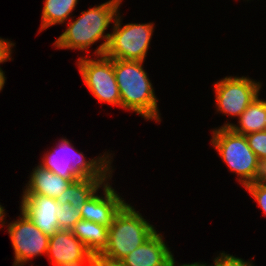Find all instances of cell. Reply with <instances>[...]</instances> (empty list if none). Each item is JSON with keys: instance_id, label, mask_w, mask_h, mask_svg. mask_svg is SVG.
Wrapping results in <instances>:
<instances>
[{"instance_id": "ba28073f", "label": "cell", "mask_w": 266, "mask_h": 266, "mask_svg": "<svg viewBox=\"0 0 266 266\" xmlns=\"http://www.w3.org/2000/svg\"><path fill=\"white\" fill-rule=\"evenodd\" d=\"M217 110L235 118L259 96L261 83L247 77H225L214 84Z\"/></svg>"}, {"instance_id": "7c38bea8", "label": "cell", "mask_w": 266, "mask_h": 266, "mask_svg": "<svg viewBox=\"0 0 266 266\" xmlns=\"http://www.w3.org/2000/svg\"><path fill=\"white\" fill-rule=\"evenodd\" d=\"M20 203V209L43 233L50 236L60 230L57 220L59 204L56 199L39 195H23Z\"/></svg>"}, {"instance_id": "277c9868", "label": "cell", "mask_w": 266, "mask_h": 266, "mask_svg": "<svg viewBox=\"0 0 266 266\" xmlns=\"http://www.w3.org/2000/svg\"><path fill=\"white\" fill-rule=\"evenodd\" d=\"M155 232L153 225L126 203L108 227L107 245L101 254L121 261Z\"/></svg>"}, {"instance_id": "ac0fdd59", "label": "cell", "mask_w": 266, "mask_h": 266, "mask_svg": "<svg viewBox=\"0 0 266 266\" xmlns=\"http://www.w3.org/2000/svg\"><path fill=\"white\" fill-rule=\"evenodd\" d=\"M78 0H45L40 31L64 23L75 9Z\"/></svg>"}, {"instance_id": "cb8c5ba5", "label": "cell", "mask_w": 266, "mask_h": 266, "mask_svg": "<svg viewBox=\"0 0 266 266\" xmlns=\"http://www.w3.org/2000/svg\"><path fill=\"white\" fill-rule=\"evenodd\" d=\"M12 46L14 44L10 40H4L0 37V63L11 60Z\"/></svg>"}, {"instance_id": "d6986e66", "label": "cell", "mask_w": 266, "mask_h": 266, "mask_svg": "<svg viewBox=\"0 0 266 266\" xmlns=\"http://www.w3.org/2000/svg\"><path fill=\"white\" fill-rule=\"evenodd\" d=\"M57 216L60 230H71L79 220H82L80 209H76L69 203L59 205Z\"/></svg>"}, {"instance_id": "d4e9b609", "label": "cell", "mask_w": 266, "mask_h": 266, "mask_svg": "<svg viewBox=\"0 0 266 266\" xmlns=\"http://www.w3.org/2000/svg\"><path fill=\"white\" fill-rule=\"evenodd\" d=\"M257 181L263 185H266V160L261 162L260 174Z\"/></svg>"}, {"instance_id": "44dd1931", "label": "cell", "mask_w": 266, "mask_h": 266, "mask_svg": "<svg viewBox=\"0 0 266 266\" xmlns=\"http://www.w3.org/2000/svg\"><path fill=\"white\" fill-rule=\"evenodd\" d=\"M245 189L248 190L250 195L263 210V213L266 214V185L255 181L254 183L246 185Z\"/></svg>"}, {"instance_id": "484cf974", "label": "cell", "mask_w": 266, "mask_h": 266, "mask_svg": "<svg viewBox=\"0 0 266 266\" xmlns=\"http://www.w3.org/2000/svg\"><path fill=\"white\" fill-rule=\"evenodd\" d=\"M58 266H91V260L72 261L70 263L66 262Z\"/></svg>"}, {"instance_id": "3957f363", "label": "cell", "mask_w": 266, "mask_h": 266, "mask_svg": "<svg viewBox=\"0 0 266 266\" xmlns=\"http://www.w3.org/2000/svg\"><path fill=\"white\" fill-rule=\"evenodd\" d=\"M73 149V150H72ZM71 153V154H70ZM110 154L88 160L82 152L75 150L68 139H61L55 150L43 156L41 166L65 179L81 178L109 179L111 178Z\"/></svg>"}, {"instance_id": "e0dca14e", "label": "cell", "mask_w": 266, "mask_h": 266, "mask_svg": "<svg viewBox=\"0 0 266 266\" xmlns=\"http://www.w3.org/2000/svg\"><path fill=\"white\" fill-rule=\"evenodd\" d=\"M108 179L81 178L72 182L64 192L57 197L59 205L71 204L80 209L91 195L100 189Z\"/></svg>"}, {"instance_id": "6da1fadb", "label": "cell", "mask_w": 266, "mask_h": 266, "mask_svg": "<svg viewBox=\"0 0 266 266\" xmlns=\"http://www.w3.org/2000/svg\"><path fill=\"white\" fill-rule=\"evenodd\" d=\"M121 0H109L101 5L82 11L81 16L70 23L68 28L55 41L57 48L87 50L100 39L106 40L95 50L100 56L107 49L110 34H104L118 14Z\"/></svg>"}, {"instance_id": "8992f818", "label": "cell", "mask_w": 266, "mask_h": 266, "mask_svg": "<svg viewBox=\"0 0 266 266\" xmlns=\"http://www.w3.org/2000/svg\"><path fill=\"white\" fill-rule=\"evenodd\" d=\"M119 12L113 21L105 55L112 59L144 61L154 30L153 23H128L123 27Z\"/></svg>"}, {"instance_id": "4fadbf2b", "label": "cell", "mask_w": 266, "mask_h": 266, "mask_svg": "<svg viewBox=\"0 0 266 266\" xmlns=\"http://www.w3.org/2000/svg\"><path fill=\"white\" fill-rule=\"evenodd\" d=\"M157 231L121 261L124 266H172L174 256Z\"/></svg>"}, {"instance_id": "9c48e42d", "label": "cell", "mask_w": 266, "mask_h": 266, "mask_svg": "<svg viewBox=\"0 0 266 266\" xmlns=\"http://www.w3.org/2000/svg\"><path fill=\"white\" fill-rule=\"evenodd\" d=\"M7 230L14 248L15 262L26 264L38 255L47 254L50 236L39 230L22 209L19 219L10 222Z\"/></svg>"}, {"instance_id": "4316f807", "label": "cell", "mask_w": 266, "mask_h": 266, "mask_svg": "<svg viewBox=\"0 0 266 266\" xmlns=\"http://www.w3.org/2000/svg\"><path fill=\"white\" fill-rule=\"evenodd\" d=\"M175 263L176 262L174 260L172 266H176ZM178 266H214V264L213 265H206V263L205 264H203V263L201 264L199 262H195V263H192V264H182V265H178Z\"/></svg>"}, {"instance_id": "603a6c76", "label": "cell", "mask_w": 266, "mask_h": 266, "mask_svg": "<svg viewBox=\"0 0 266 266\" xmlns=\"http://www.w3.org/2000/svg\"><path fill=\"white\" fill-rule=\"evenodd\" d=\"M91 266H124L122 261L109 258L101 253L93 254Z\"/></svg>"}, {"instance_id": "2e32d148", "label": "cell", "mask_w": 266, "mask_h": 266, "mask_svg": "<svg viewBox=\"0 0 266 266\" xmlns=\"http://www.w3.org/2000/svg\"><path fill=\"white\" fill-rule=\"evenodd\" d=\"M92 254L101 253L108 238V227L87 220H79L70 230Z\"/></svg>"}, {"instance_id": "5bb4252c", "label": "cell", "mask_w": 266, "mask_h": 266, "mask_svg": "<svg viewBox=\"0 0 266 266\" xmlns=\"http://www.w3.org/2000/svg\"><path fill=\"white\" fill-rule=\"evenodd\" d=\"M31 179L23 191V195H39L57 199L69 185L76 180L65 179L40 164L32 170Z\"/></svg>"}, {"instance_id": "83f0119b", "label": "cell", "mask_w": 266, "mask_h": 266, "mask_svg": "<svg viewBox=\"0 0 266 266\" xmlns=\"http://www.w3.org/2000/svg\"><path fill=\"white\" fill-rule=\"evenodd\" d=\"M4 74H5L4 71L0 68V91L3 89L5 80H6V77Z\"/></svg>"}, {"instance_id": "f546056e", "label": "cell", "mask_w": 266, "mask_h": 266, "mask_svg": "<svg viewBox=\"0 0 266 266\" xmlns=\"http://www.w3.org/2000/svg\"><path fill=\"white\" fill-rule=\"evenodd\" d=\"M13 266H24V263L14 261Z\"/></svg>"}, {"instance_id": "7a4b0ae2", "label": "cell", "mask_w": 266, "mask_h": 266, "mask_svg": "<svg viewBox=\"0 0 266 266\" xmlns=\"http://www.w3.org/2000/svg\"><path fill=\"white\" fill-rule=\"evenodd\" d=\"M144 61L114 59V73L118 85L121 107L135 111L147 120L161 121L158 99L147 73Z\"/></svg>"}, {"instance_id": "9a60e30c", "label": "cell", "mask_w": 266, "mask_h": 266, "mask_svg": "<svg viewBox=\"0 0 266 266\" xmlns=\"http://www.w3.org/2000/svg\"><path fill=\"white\" fill-rule=\"evenodd\" d=\"M238 119L240 126L226 123L221 127H229L241 135L266 130V100L259 99L257 96Z\"/></svg>"}, {"instance_id": "f1b7e54d", "label": "cell", "mask_w": 266, "mask_h": 266, "mask_svg": "<svg viewBox=\"0 0 266 266\" xmlns=\"http://www.w3.org/2000/svg\"><path fill=\"white\" fill-rule=\"evenodd\" d=\"M4 214H5L4 207H2V205L0 204V223H2V224H0L1 227H2V225L5 224V221H3L4 220V217H5Z\"/></svg>"}, {"instance_id": "7402d4cb", "label": "cell", "mask_w": 266, "mask_h": 266, "mask_svg": "<svg viewBox=\"0 0 266 266\" xmlns=\"http://www.w3.org/2000/svg\"><path fill=\"white\" fill-rule=\"evenodd\" d=\"M214 266H254L250 261H244L241 258L235 257L225 252L220 253L218 257L214 259Z\"/></svg>"}, {"instance_id": "52a82bcc", "label": "cell", "mask_w": 266, "mask_h": 266, "mask_svg": "<svg viewBox=\"0 0 266 266\" xmlns=\"http://www.w3.org/2000/svg\"><path fill=\"white\" fill-rule=\"evenodd\" d=\"M97 58L99 59L80 57L77 64L80 75L98 101L121 107L120 93L114 73V59L105 54Z\"/></svg>"}, {"instance_id": "8fae6325", "label": "cell", "mask_w": 266, "mask_h": 266, "mask_svg": "<svg viewBox=\"0 0 266 266\" xmlns=\"http://www.w3.org/2000/svg\"><path fill=\"white\" fill-rule=\"evenodd\" d=\"M92 253L70 230H57L49 237L46 256L53 266L79 260H91Z\"/></svg>"}, {"instance_id": "ffe728a7", "label": "cell", "mask_w": 266, "mask_h": 266, "mask_svg": "<svg viewBox=\"0 0 266 266\" xmlns=\"http://www.w3.org/2000/svg\"><path fill=\"white\" fill-rule=\"evenodd\" d=\"M249 147L260 162L266 160V130L245 135Z\"/></svg>"}, {"instance_id": "5b68a950", "label": "cell", "mask_w": 266, "mask_h": 266, "mask_svg": "<svg viewBox=\"0 0 266 266\" xmlns=\"http://www.w3.org/2000/svg\"><path fill=\"white\" fill-rule=\"evenodd\" d=\"M211 142L231 172L240 177L237 179L244 187L258 180L261 162L249 147L245 135L235 133L229 127H220L213 131Z\"/></svg>"}, {"instance_id": "30bf717a", "label": "cell", "mask_w": 266, "mask_h": 266, "mask_svg": "<svg viewBox=\"0 0 266 266\" xmlns=\"http://www.w3.org/2000/svg\"><path fill=\"white\" fill-rule=\"evenodd\" d=\"M106 181L102 185L104 196L97 195L95 191L80 208L82 220L95 222L109 227L115 215L126 204V202Z\"/></svg>"}]
</instances>
